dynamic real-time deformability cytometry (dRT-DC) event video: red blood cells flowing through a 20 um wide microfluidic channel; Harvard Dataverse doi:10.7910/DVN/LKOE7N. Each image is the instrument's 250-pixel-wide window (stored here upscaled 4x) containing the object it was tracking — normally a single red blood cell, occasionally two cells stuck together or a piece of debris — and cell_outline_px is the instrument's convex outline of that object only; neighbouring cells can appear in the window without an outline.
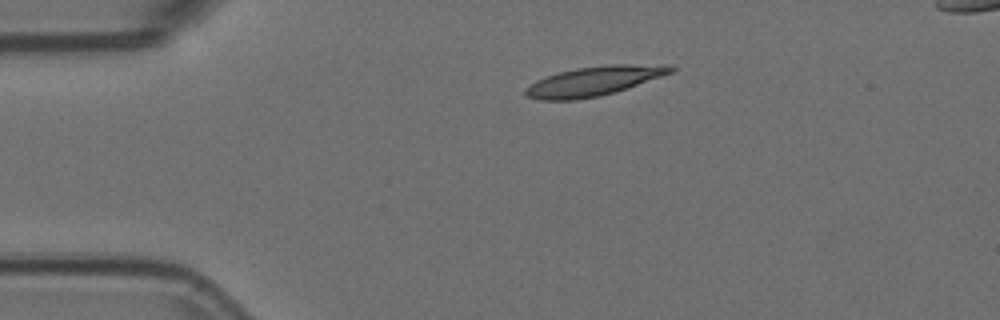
{"species": "Egyptian fruit bat (a non-hibernating species)", "species_latin": "Rousettus aegyptiacus", "temperature_condition": "room temperature", "stored_images_in_passage": 2, "camera_frame_rate_fps": 3000, "um_per_image_px": 0.085, "animal": {"sex": "female"}, "frame": {"image": 1, "passage_image": 1, "time_ms": 0.0, "image_size_px": [1000, 320], "cell_outline_px": [[676, 68], [672, 72], [616, 92], [600, 96], [576, 100], [540, 100], [528, 96], [524, 92], [524, 88], [536, 80], [560, 72], [576, 68], [608, 64], [668, 64]], "centroid_in_image_um": [50.5, 6.89], "position_along_channel_um": 34.5, "area_um2": 24.91}}